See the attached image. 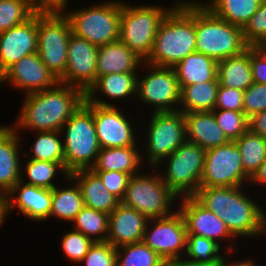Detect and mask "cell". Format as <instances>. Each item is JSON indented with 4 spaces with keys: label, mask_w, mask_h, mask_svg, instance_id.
I'll return each mask as SVG.
<instances>
[{
    "label": "cell",
    "mask_w": 266,
    "mask_h": 266,
    "mask_svg": "<svg viewBox=\"0 0 266 266\" xmlns=\"http://www.w3.org/2000/svg\"><path fill=\"white\" fill-rule=\"evenodd\" d=\"M147 134V160L156 167L186 141L184 113L180 110L153 112Z\"/></svg>",
    "instance_id": "obj_11"
},
{
    "label": "cell",
    "mask_w": 266,
    "mask_h": 266,
    "mask_svg": "<svg viewBox=\"0 0 266 266\" xmlns=\"http://www.w3.org/2000/svg\"><path fill=\"white\" fill-rule=\"evenodd\" d=\"M57 169L64 171L65 177H69L65 167L61 163L29 159L25 165V174H27L26 176L29 181L25 184L45 189H53L56 185H54L51 180L59 171Z\"/></svg>",
    "instance_id": "obj_39"
},
{
    "label": "cell",
    "mask_w": 266,
    "mask_h": 266,
    "mask_svg": "<svg viewBox=\"0 0 266 266\" xmlns=\"http://www.w3.org/2000/svg\"><path fill=\"white\" fill-rule=\"evenodd\" d=\"M240 266H257V265H255L254 261L246 260L240 262Z\"/></svg>",
    "instance_id": "obj_54"
},
{
    "label": "cell",
    "mask_w": 266,
    "mask_h": 266,
    "mask_svg": "<svg viewBox=\"0 0 266 266\" xmlns=\"http://www.w3.org/2000/svg\"><path fill=\"white\" fill-rule=\"evenodd\" d=\"M86 266H116V248L109 242H94L82 262Z\"/></svg>",
    "instance_id": "obj_43"
},
{
    "label": "cell",
    "mask_w": 266,
    "mask_h": 266,
    "mask_svg": "<svg viewBox=\"0 0 266 266\" xmlns=\"http://www.w3.org/2000/svg\"><path fill=\"white\" fill-rule=\"evenodd\" d=\"M195 2H180L161 21L148 65L174 68L196 51Z\"/></svg>",
    "instance_id": "obj_3"
},
{
    "label": "cell",
    "mask_w": 266,
    "mask_h": 266,
    "mask_svg": "<svg viewBox=\"0 0 266 266\" xmlns=\"http://www.w3.org/2000/svg\"><path fill=\"white\" fill-rule=\"evenodd\" d=\"M84 207L83 197L78 184L71 188L52 189V201L50 216L73 221L75 216Z\"/></svg>",
    "instance_id": "obj_33"
},
{
    "label": "cell",
    "mask_w": 266,
    "mask_h": 266,
    "mask_svg": "<svg viewBox=\"0 0 266 266\" xmlns=\"http://www.w3.org/2000/svg\"><path fill=\"white\" fill-rule=\"evenodd\" d=\"M37 12H63L68 0H31Z\"/></svg>",
    "instance_id": "obj_48"
},
{
    "label": "cell",
    "mask_w": 266,
    "mask_h": 266,
    "mask_svg": "<svg viewBox=\"0 0 266 266\" xmlns=\"http://www.w3.org/2000/svg\"><path fill=\"white\" fill-rule=\"evenodd\" d=\"M250 62L253 82L266 85V51L261 47H250Z\"/></svg>",
    "instance_id": "obj_47"
},
{
    "label": "cell",
    "mask_w": 266,
    "mask_h": 266,
    "mask_svg": "<svg viewBox=\"0 0 266 266\" xmlns=\"http://www.w3.org/2000/svg\"><path fill=\"white\" fill-rule=\"evenodd\" d=\"M172 8L134 7L121 2L119 39L138 57L146 60L153 48L161 21Z\"/></svg>",
    "instance_id": "obj_6"
},
{
    "label": "cell",
    "mask_w": 266,
    "mask_h": 266,
    "mask_svg": "<svg viewBox=\"0 0 266 266\" xmlns=\"http://www.w3.org/2000/svg\"><path fill=\"white\" fill-rule=\"evenodd\" d=\"M196 52L217 62L240 55L250 46L242 28L214 15L203 3L195 2Z\"/></svg>",
    "instance_id": "obj_4"
},
{
    "label": "cell",
    "mask_w": 266,
    "mask_h": 266,
    "mask_svg": "<svg viewBox=\"0 0 266 266\" xmlns=\"http://www.w3.org/2000/svg\"><path fill=\"white\" fill-rule=\"evenodd\" d=\"M161 266H201V265H198L196 262H192L186 259L184 260L181 258H176V259L164 260Z\"/></svg>",
    "instance_id": "obj_51"
},
{
    "label": "cell",
    "mask_w": 266,
    "mask_h": 266,
    "mask_svg": "<svg viewBox=\"0 0 266 266\" xmlns=\"http://www.w3.org/2000/svg\"><path fill=\"white\" fill-rule=\"evenodd\" d=\"M241 187H199L193 196L216 214L233 236H257L266 232V214L244 196ZM257 234V235H256Z\"/></svg>",
    "instance_id": "obj_2"
},
{
    "label": "cell",
    "mask_w": 266,
    "mask_h": 266,
    "mask_svg": "<svg viewBox=\"0 0 266 266\" xmlns=\"http://www.w3.org/2000/svg\"><path fill=\"white\" fill-rule=\"evenodd\" d=\"M178 198L162 180V175H132L121 203L148 219L172 214L170 205Z\"/></svg>",
    "instance_id": "obj_10"
},
{
    "label": "cell",
    "mask_w": 266,
    "mask_h": 266,
    "mask_svg": "<svg viewBox=\"0 0 266 266\" xmlns=\"http://www.w3.org/2000/svg\"><path fill=\"white\" fill-rule=\"evenodd\" d=\"M220 250V245L213 240L194 234H187L185 253L191 258L186 260L196 262L201 266H218L219 263L225 260L220 255Z\"/></svg>",
    "instance_id": "obj_35"
},
{
    "label": "cell",
    "mask_w": 266,
    "mask_h": 266,
    "mask_svg": "<svg viewBox=\"0 0 266 266\" xmlns=\"http://www.w3.org/2000/svg\"><path fill=\"white\" fill-rule=\"evenodd\" d=\"M6 215V194L0 192V225H2Z\"/></svg>",
    "instance_id": "obj_52"
},
{
    "label": "cell",
    "mask_w": 266,
    "mask_h": 266,
    "mask_svg": "<svg viewBox=\"0 0 266 266\" xmlns=\"http://www.w3.org/2000/svg\"><path fill=\"white\" fill-rule=\"evenodd\" d=\"M163 261L164 259L143 241L116 248V266H161Z\"/></svg>",
    "instance_id": "obj_36"
},
{
    "label": "cell",
    "mask_w": 266,
    "mask_h": 266,
    "mask_svg": "<svg viewBox=\"0 0 266 266\" xmlns=\"http://www.w3.org/2000/svg\"><path fill=\"white\" fill-rule=\"evenodd\" d=\"M149 66V74L137 78L136 96L153 105L154 112L177 111L172 105H180L181 88L174 68Z\"/></svg>",
    "instance_id": "obj_14"
},
{
    "label": "cell",
    "mask_w": 266,
    "mask_h": 266,
    "mask_svg": "<svg viewBox=\"0 0 266 266\" xmlns=\"http://www.w3.org/2000/svg\"><path fill=\"white\" fill-rule=\"evenodd\" d=\"M250 180L235 141L206 150L200 187H241Z\"/></svg>",
    "instance_id": "obj_12"
},
{
    "label": "cell",
    "mask_w": 266,
    "mask_h": 266,
    "mask_svg": "<svg viewBox=\"0 0 266 266\" xmlns=\"http://www.w3.org/2000/svg\"><path fill=\"white\" fill-rule=\"evenodd\" d=\"M17 191H19V196L14 199L11 198L12 195H15ZM51 201L52 189H45L33 185L23 184L21 179L6 194V213L8 215L10 209L18 206L19 212H22L23 215L29 219L43 221L50 217Z\"/></svg>",
    "instance_id": "obj_21"
},
{
    "label": "cell",
    "mask_w": 266,
    "mask_h": 266,
    "mask_svg": "<svg viewBox=\"0 0 266 266\" xmlns=\"http://www.w3.org/2000/svg\"><path fill=\"white\" fill-rule=\"evenodd\" d=\"M65 16L70 21L74 35L98 47L119 39L120 1H110L81 10H73Z\"/></svg>",
    "instance_id": "obj_8"
},
{
    "label": "cell",
    "mask_w": 266,
    "mask_h": 266,
    "mask_svg": "<svg viewBox=\"0 0 266 266\" xmlns=\"http://www.w3.org/2000/svg\"><path fill=\"white\" fill-rule=\"evenodd\" d=\"M60 131H66L63 142L66 172L71 174L77 170L91 169L100 151L94 126L93 104L85 99Z\"/></svg>",
    "instance_id": "obj_5"
},
{
    "label": "cell",
    "mask_w": 266,
    "mask_h": 266,
    "mask_svg": "<svg viewBox=\"0 0 266 266\" xmlns=\"http://www.w3.org/2000/svg\"><path fill=\"white\" fill-rule=\"evenodd\" d=\"M226 261L227 260H224L223 262L219 263L218 266H240V261L232 262L231 264H226Z\"/></svg>",
    "instance_id": "obj_53"
},
{
    "label": "cell",
    "mask_w": 266,
    "mask_h": 266,
    "mask_svg": "<svg viewBox=\"0 0 266 266\" xmlns=\"http://www.w3.org/2000/svg\"><path fill=\"white\" fill-rule=\"evenodd\" d=\"M262 0H213L206 6L214 15L241 28L257 12Z\"/></svg>",
    "instance_id": "obj_30"
},
{
    "label": "cell",
    "mask_w": 266,
    "mask_h": 266,
    "mask_svg": "<svg viewBox=\"0 0 266 266\" xmlns=\"http://www.w3.org/2000/svg\"><path fill=\"white\" fill-rule=\"evenodd\" d=\"M97 56L98 46L71 33L67 68L59 82L78 87L86 93L97 79Z\"/></svg>",
    "instance_id": "obj_16"
},
{
    "label": "cell",
    "mask_w": 266,
    "mask_h": 266,
    "mask_svg": "<svg viewBox=\"0 0 266 266\" xmlns=\"http://www.w3.org/2000/svg\"><path fill=\"white\" fill-rule=\"evenodd\" d=\"M137 150L136 146L100 148L91 170L119 171L135 175L142 162Z\"/></svg>",
    "instance_id": "obj_28"
},
{
    "label": "cell",
    "mask_w": 266,
    "mask_h": 266,
    "mask_svg": "<svg viewBox=\"0 0 266 266\" xmlns=\"http://www.w3.org/2000/svg\"><path fill=\"white\" fill-rule=\"evenodd\" d=\"M245 173L251 178L266 160V138L247 130L237 140Z\"/></svg>",
    "instance_id": "obj_32"
},
{
    "label": "cell",
    "mask_w": 266,
    "mask_h": 266,
    "mask_svg": "<svg viewBox=\"0 0 266 266\" xmlns=\"http://www.w3.org/2000/svg\"><path fill=\"white\" fill-rule=\"evenodd\" d=\"M137 73H117L102 75L96 79V82L88 89L86 95H94L97 90L100 93L112 98L118 99L132 97L136 95Z\"/></svg>",
    "instance_id": "obj_31"
},
{
    "label": "cell",
    "mask_w": 266,
    "mask_h": 266,
    "mask_svg": "<svg viewBox=\"0 0 266 266\" xmlns=\"http://www.w3.org/2000/svg\"><path fill=\"white\" fill-rule=\"evenodd\" d=\"M32 146L33 160L61 163L64 166V146L59 139L61 131L37 132Z\"/></svg>",
    "instance_id": "obj_37"
},
{
    "label": "cell",
    "mask_w": 266,
    "mask_h": 266,
    "mask_svg": "<svg viewBox=\"0 0 266 266\" xmlns=\"http://www.w3.org/2000/svg\"><path fill=\"white\" fill-rule=\"evenodd\" d=\"M37 54L60 79L66 72L68 41L72 33L64 12H37Z\"/></svg>",
    "instance_id": "obj_7"
},
{
    "label": "cell",
    "mask_w": 266,
    "mask_h": 266,
    "mask_svg": "<svg viewBox=\"0 0 266 266\" xmlns=\"http://www.w3.org/2000/svg\"><path fill=\"white\" fill-rule=\"evenodd\" d=\"M213 113L218 126L229 141L237 140L248 130V117L244 112L214 109Z\"/></svg>",
    "instance_id": "obj_40"
},
{
    "label": "cell",
    "mask_w": 266,
    "mask_h": 266,
    "mask_svg": "<svg viewBox=\"0 0 266 266\" xmlns=\"http://www.w3.org/2000/svg\"><path fill=\"white\" fill-rule=\"evenodd\" d=\"M249 181L258 182V184L266 185V160L260 165L258 170L253 174Z\"/></svg>",
    "instance_id": "obj_50"
},
{
    "label": "cell",
    "mask_w": 266,
    "mask_h": 266,
    "mask_svg": "<svg viewBox=\"0 0 266 266\" xmlns=\"http://www.w3.org/2000/svg\"><path fill=\"white\" fill-rule=\"evenodd\" d=\"M148 223L149 219L146 216L120 203L109 214L107 242L115 248L141 242Z\"/></svg>",
    "instance_id": "obj_20"
},
{
    "label": "cell",
    "mask_w": 266,
    "mask_h": 266,
    "mask_svg": "<svg viewBox=\"0 0 266 266\" xmlns=\"http://www.w3.org/2000/svg\"><path fill=\"white\" fill-rule=\"evenodd\" d=\"M67 180H75L78 184L84 206L110 214L121 203L115 195L105 188L99 176L91 169L72 172Z\"/></svg>",
    "instance_id": "obj_22"
},
{
    "label": "cell",
    "mask_w": 266,
    "mask_h": 266,
    "mask_svg": "<svg viewBox=\"0 0 266 266\" xmlns=\"http://www.w3.org/2000/svg\"><path fill=\"white\" fill-rule=\"evenodd\" d=\"M244 91L219 86L215 109H226L243 112Z\"/></svg>",
    "instance_id": "obj_46"
},
{
    "label": "cell",
    "mask_w": 266,
    "mask_h": 266,
    "mask_svg": "<svg viewBox=\"0 0 266 266\" xmlns=\"http://www.w3.org/2000/svg\"><path fill=\"white\" fill-rule=\"evenodd\" d=\"M219 81L190 84L181 89L180 104L183 113L213 111L217 101Z\"/></svg>",
    "instance_id": "obj_29"
},
{
    "label": "cell",
    "mask_w": 266,
    "mask_h": 266,
    "mask_svg": "<svg viewBox=\"0 0 266 266\" xmlns=\"http://www.w3.org/2000/svg\"><path fill=\"white\" fill-rule=\"evenodd\" d=\"M186 141L209 150L227 144L228 138L218 126L213 111L184 113Z\"/></svg>",
    "instance_id": "obj_24"
},
{
    "label": "cell",
    "mask_w": 266,
    "mask_h": 266,
    "mask_svg": "<svg viewBox=\"0 0 266 266\" xmlns=\"http://www.w3.org/2000/svg\"><path fill=\"white\" fill-rule=\"evenodd\" d=\"M86 100L93 104L94 126L100 148L137 145L133 127L123 113L110 103L95 98V95H86Z\"/></svg>",
    "instance_id": "obj_13"
},
{
    "label": "cell",
    "mask_w": 266,
    "mask_h": 266,
    "mask_svg": "<svg viewBox=\"0 0 266 266\" xmlns=\"http://www.w3.org/2000/svg\"><path fill=\"white\" fill-rule=\"evenodd\" d=\"M72 222L75 223V230L91 240L95 242L107 241L109 214L84 206Z\"/></svg>",
    "instance_id": "obj_34"
},
{
    "label": "cell",
    "mask_w": 266,
    "mask_h": 266,
    "mask_svg": "<svg viewBox=\"0 0 266 266\" xmlns=\"http://www.w3.org/2000/svg\"><path fill=\"white\" fill-rule=\"evenodd\" d=\"M243 38L250 47L266 42V0H262L257 12L242 28Z\"/></svg>",
    "instance_id": "obj_41"
},
{
    "label": "cell",
    "mask_w": 266,
    "mask_h": 266,
    "mask_svg": "<svg viewBox=\"0 0 266 266\" xmlns=\"http://www.w3.org/2000/svg\"><path fill=\"white\" fill-rule=\"evenodd\" d=\"M61 242V249H63L67 258L73 262H81L95 241L81 232L74 230L72 232H66Z\"/></svg>",
    "instance_id": "obj_42"
},
{
    "label": "cell",
    "mask_w": 266,
    "mask_h": 266,
    "mask_svg": "<svg viewBox=\"0 0 266 266\" xmlns=\"http://www.w3.org/2000/svg\"><path fill=\"white\" fill-rule=\"evenodd\" d=\"M180 206L186 227L187 234H194L205 237L214 242L224 237H233L226 224L214 213L201 205L193 196L182 198Z\"/></svg>",
    "instance_id": "obj_19"
},
{
    "label": "cell",
    "mask_w": 266,
    "mask_h": 266,
    "mask_svg": "<svg viewBox=\"0 0 266 266\" xmlns=\"http://www.w3.org/2000/svg\"><path fill=\"white\" fill-rule=\"evenodd\" d=\"M144 61L120 39L98 47L97 78L107 74L136 72Z\"/></svg>",
    "instance_id": "obj_25"
},
{
    "label": "cell",
    "mask_w": 266,
    "mask_h": 266,
    "mask_svg": "<svg viewBox=\"0 0 266 266\" xmlns=\"http://www.w3.org/2000/svg\"><path fill=\"white\" fill-rule=\"evenodd\" d=\"M58 86L25 94L20 116L13 129L32 128L36 132L60 131L85 102L86 94L75 86L60 82Z\"/></svg>",
    "instance_id": "obj_1"
},
{
    "label": "cell",
    "mask_w": 266,
    "mask_h": 266,
    "mask_svg": "<svg viewBox=\"0 0 266 266\" xmlns=\"http://www.w3.org/2000/svg\"><path fill=\"white\" fill-rule=\"evenodd\" d=\"M95 172L105 188L115 195L120 201L123 199L128 181L130 180L131 175L119 171H103V170H92Z\"/></svg>",
    "instance_id": "obj_45"
},
{
    "label": "cell",
    "mask_w": 266,
    "mask_h": 266,
    "mask_svg": "<svg viewBox=\"0 0 266 266\" xmlns=\"http://www.w3.org/2000/svg\"><path fill=\"white\" fill-rule=\"evenodd\" d=\"M261 47L266 51V42L262 44Z\"/></svg>",
    "instance_id": "obj_55"
},
{
    "label": "cell",
    "mask_w": 266,
    "mask_h": 266,
    "mask_svg": "<svg viewBox=\"0 0 266 266\" xmlns=\"http://www.w3.org/2000/svg\"><path fill=\"white\" fill-rule=\"evenodd\" d=\"M218 81L221 86L245 91L253 82L250 47L237 56L217 63Z\"/></svg>",
    "instance_id": "obj_27"
},
{
    "label": "cell",
    "mask_w": 266,
    "mask_h": 266,
    "mask_svg": "<svg viewBox=\"0 0 266 266\" xmlns=\"http://www.w3.org/2000/svg\"><path fill=\"white\" fill-rule=\"evenodd\" d=\"M149 221H156V225L152 231L146 226L142 241L164 260L181 258L179 254L184 248L186 252L187 243V227L182 213L175 211L168 216Z\"/></svg>",
    "instance_id": "obj_15"
},
{
    "label": "cell",
    "mask_w": 266,
    "mask_h": 266,
    "mask_svg": "<svg viewBox=\"0 0 266 266\" xmlns=\"http://www.w3.org/2000/svg\"><path fill=\"white\" fill-rule=\"evenodd\" d=\"M37 12L26 22L0 32V77L22 57L37 53Z\"/></svg>",
    "instance_id": "obj_17"
},
{
    "label": "cell",
    "mask_w": 266,
    "mask_h": 266,
    "mask_svg": "<svg viewBox=\"0 0 266 266\" xmlns=\"http://www.w3.org/2000/svg\"><path fill=\"white\" fill-rule=\"evenodd\" d=\"M266 110V85L254 82L244 91L243 112L250 116Z\"/></svg>",
    "instance_id": "obj_44"
},
{
    "label": "cell",
    "mask_w": 266,
    "mask_h": 266,
    "mask_svg": "<svg viewBox=\"0 0 266 266\" xmlns=\"http://www.w3.org/2000/svg\"><path fill=\"white\" fill-rule=\"evenodd\" d=\"M16 132L11 126H0V192L5 194L22 179Z\"/></svg>",
    "instance_id": "obj_23"
},
{
    "label": "cell",
    "mask_w": 266,
    "mask_h": 266,
    "mask_svg": "<svg viewBox=\"0 0 266 266\" xmlns=\"http://www.w3.org/2000/svg\"><path fill=\"white\" fill-rule=\"evenodd\" d=\"M36 12L31 0H0V32L26 22Z\"/></svg>",
    "instance_id": "obj_38"
},
{
    "label": "cell",
    "mask_w": 266,
    "mask_h": 266,
    "mask_svg": "<svg viewBox=\"0 0 266 266\" xmlns=\"http://www.w3.org/2000/svg\"><path fill=\"white\" fill-rule=\"evenodd\" d=\"M7 81L15 87L23 88L26 94L50 89L59 84V79L44 65L37 53L24 56L12 65L0 77V84Z\"/></svg>",
    "instance_id": "obj_18"
},
{
    "label": "cell",
    "mask_w": 266,
    "mask_h": 266,
    "mask_svg": "<svg viewBox=\"0 0 266 266\" xmlns=\"http://www.w3.org/2000/svg\"><path fill=\"white\" fill-rule=\"evenodd\" d=\"M217 63L215 59L196 51L188 54L174 67L180 88L200 82L218 81Z\"/></svg>",
    "instance_id": "obj_26"
},
{
    "label": "cell",
    "mask_w": 266,
    "mask_h": 266,
    "mask_svg": "<svg viewBox=\"0 0 266 266\" xmlns=\"http://www.w3.org/2000/svg\"><path fill=\"white\" fill-rule=\"evenodd\" d=\"M248 130L266 138V110L248 118Z\"/></svg>",
    "instance_id": "obj_49"
},
{
    "label": "cell",
    "mask_w": 266,
    "mask_h": 266,
    "mask_svg": "<svg viewBox=\"0 0 266 266\" xmlns=\"http://www.w3.org/2000/svg\"><path fill=\"white\" fill-rule=\"evenodd\" d=\"M205 156L206 149L198 144L185 141L166 157L167 172L162 180L177 197L195 195L200 187Z\"/></svg>",
    "instance_id": "obj_9"
}]
</instances>
